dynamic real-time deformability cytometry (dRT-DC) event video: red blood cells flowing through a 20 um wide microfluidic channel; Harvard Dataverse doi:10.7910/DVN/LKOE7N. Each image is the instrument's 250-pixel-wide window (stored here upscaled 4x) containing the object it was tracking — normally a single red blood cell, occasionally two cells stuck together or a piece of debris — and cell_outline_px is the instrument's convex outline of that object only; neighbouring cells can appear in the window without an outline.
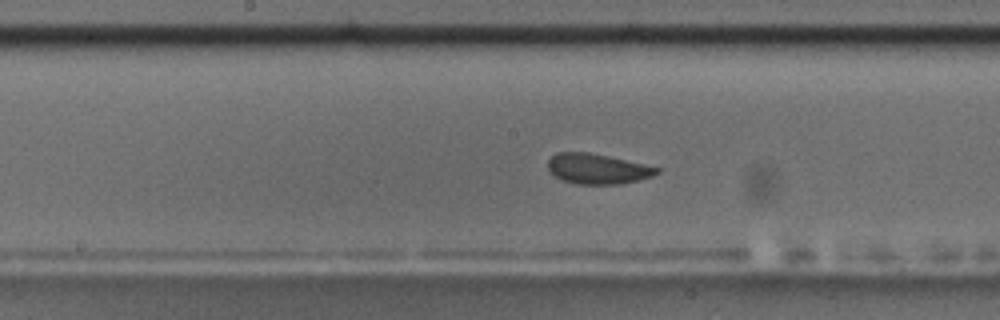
{"species": "common noctule bat (a hibernating species)", "species_latin": "Nyctalus noctula", "temperature_condition": "room temperature", "stored_images_in_passage": 40, "camera_frame_rate_fps": 3000, "um_per_image_px": 0.085, "animal": {"sex": "male", "body_mass_g": 17.5, "forearm_length_mm": 52.3}, "frame": {"image": 1, "passage_image": 12, "time_ms": 3.667, "image_size_px": [1000, 320], "cell_outline_px": [[660, 172], [652, 176], [620, 184], [576, 184], [564, 180], [548, 172], [548, 160], [556, 152], [588, 152], [608, 156], [660, 168]], "centroid_in_image_um": [50.75, 14.34], "position_along_channel_um": 197.5, "area_um2": 19.02}}
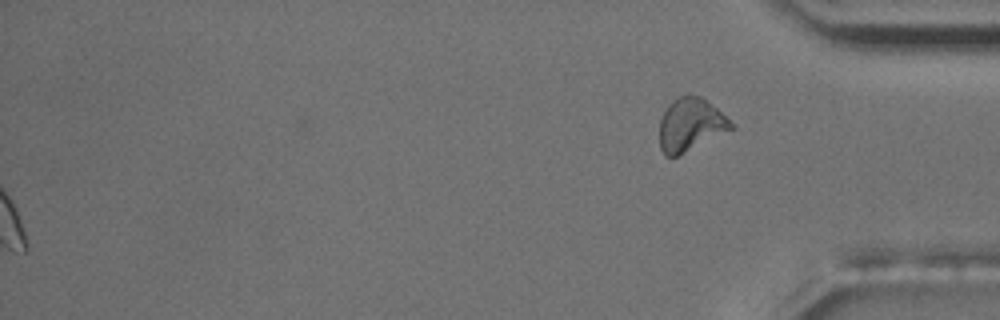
{"frame": {"image": 2, "passage_image": 40, "time_ms": 13.0, "image_size_px": [1000, 320], "cell_outline_px": [[736, 128], [676, 156], [664, 156], [660, 148], [660, 120], [668, 104], [672, 100], [680, 96], [700, 96], [716, 108], [736, 124]], "centroid_in_image_um": [58.72, 10.61], "position_along_channel_um": 376.5, "area_um2": 21.96}, "authors_computed_cell_mechanics": {"area_um2": 19.5653, "velocity_mm_per_s": 3.6911, "shape_relaxation_time_tau1_ms": 2.2325, "shape_relaxation_time_tau2_ms": null, "deformation_change_tau1": 0.0546, "deformation_change_tau2": null}}